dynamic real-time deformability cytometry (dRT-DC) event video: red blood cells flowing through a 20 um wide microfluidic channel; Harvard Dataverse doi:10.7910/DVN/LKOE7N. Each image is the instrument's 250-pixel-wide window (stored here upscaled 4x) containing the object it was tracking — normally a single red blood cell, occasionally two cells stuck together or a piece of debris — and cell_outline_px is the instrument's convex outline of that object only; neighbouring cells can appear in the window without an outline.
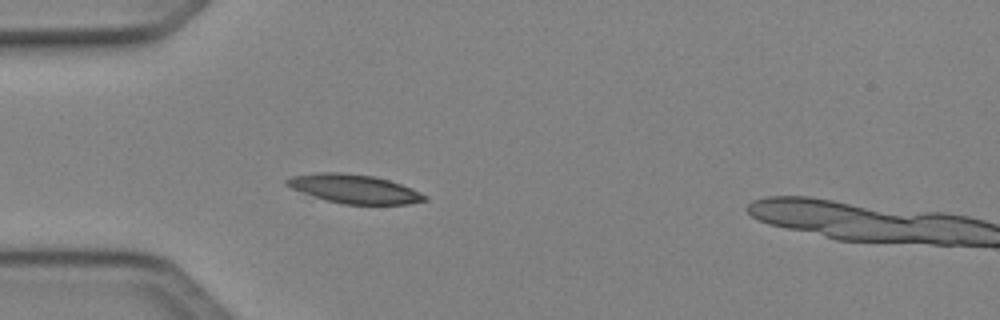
{"species": "Egyptian fruit bat (a non-hibernating species)", "species_latin": "Rousettus aegyptiacus", "temperature_condition": "cold", "stored_images_in_passage": 37, "camera_frame_rate_fps": 3000, "um_per_image_px": 0.085, "animal": {"sex": "female"}, "frame": {"image": 1, "passage_image": 1, "time_ms": 0.0, "image_size_px": [1000, 320], "cell_outline_px": [[428, 200], [408, 204], [344, 204], [328, 200], [292, 188], [284, 184], [284, 180], [292, 176], [320, 172], [344, 172], [372, 176], [388, 180], [412, 188], [428, 196]], "centroid_in_image_um": [30.14, 16.04], "position_along_channel_um": 54.9, "area_um2": 22.89}}
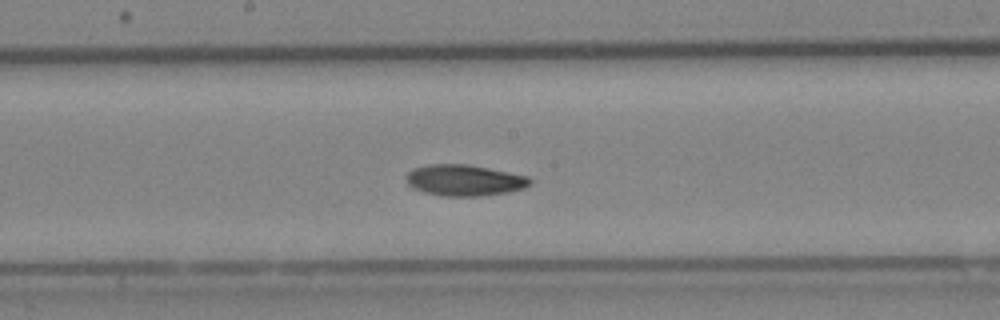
{"frame": {"image": 2, "passage_image": 13, "time_ms": 4.0, "image_size_px": [1000, 320], "cell_outline_px": [[532, 184], [524, 188], [508, 192], [480, 196], [440, 196], [420, 192], [412, 188], [408, 184], [404, 176], [412, 168], [432, 164], [468, 164], [528, 176], [532, 180]], "centroid_in_image_um": [39.44, 15.33], "position_along_channel_um": 208.8, "area_um2": 22.77}}
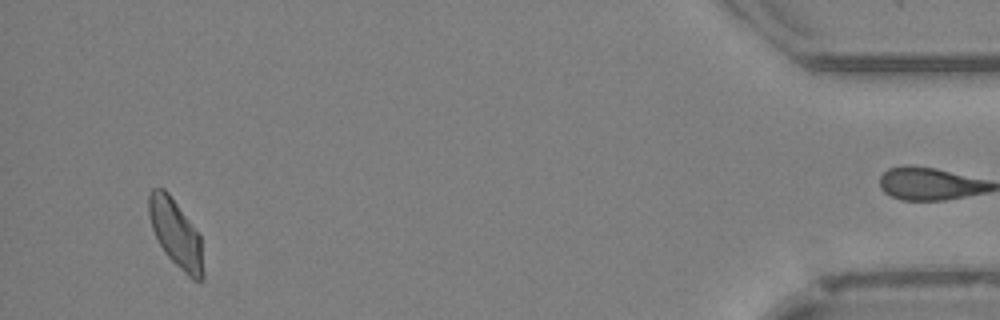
{"frame": {"image": 3, "passage_image": 34, "time_ms": 11.0, "image_size_px": [1000, 320], "cell_outline_px": [[204, 276], [200, 280], [192, 280], [164, 252], [152, 228], [148, 212], [148, 196], [152, 188], [164, 188], [168, 192], [200, 236], [204, 272]], "centroid_in_image_um": [14.94, 19.84], "position_along_channel_um": 420.3, "area_um2": 21.04}}